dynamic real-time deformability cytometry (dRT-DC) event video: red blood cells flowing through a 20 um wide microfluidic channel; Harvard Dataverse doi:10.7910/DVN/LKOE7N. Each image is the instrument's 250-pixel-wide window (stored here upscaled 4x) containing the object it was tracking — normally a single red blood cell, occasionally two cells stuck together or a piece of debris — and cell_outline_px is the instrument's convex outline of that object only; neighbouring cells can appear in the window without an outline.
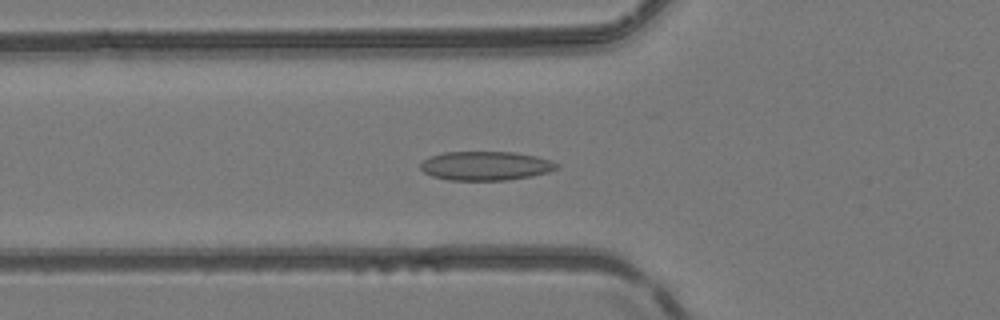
{"species": "common noctule bat (a hibernating species)", "species_latin": "Nyctalus noctula", "temperature_condition": "room temperature", "stored_images_in_passage": 50, "camera_frame_rate_fps": 3000, "um_per_image_px": 0.085, "animal": {"sex": "female", "body_mass_g": 24.6, "forearm_length_mm": 56.2}, "frame": {"image": 1, "passage_image": 18, "time_ms": 5.667, "image_size_px": [1000, 320], "cell_outline_px": [[560, 168], [548, 172], [532, 176], [508, 180], [448, 180], [432, 176], [424, 172], [420, 168], [420, 164], [424, 160], [432, 156], [444, 152], [512, 152], [536, 156], [560, 164]], "centroid_in_image_um": [41.3, 14.1], "position_along_channel_um": 84.5, "area_um2": 23.0}}
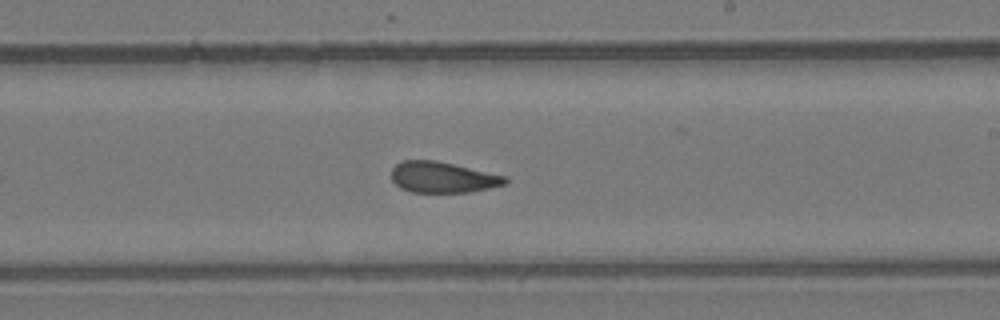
{"frame": {"image": 2, "passage_image": 30, "time_ms": 9.667, "image_size_px": [1000, 320], "cell_outline_px": [[508, 184], [472, 192], [412, 192], [400, 188], [392, 180], [392, 168], [396, 164], [404, 160], [436, 160], [508, 176]], "centroid_in_image_um": [37.67, 15.07], "position_along_channel_um": 251.3, "area_um2": 20.69}}
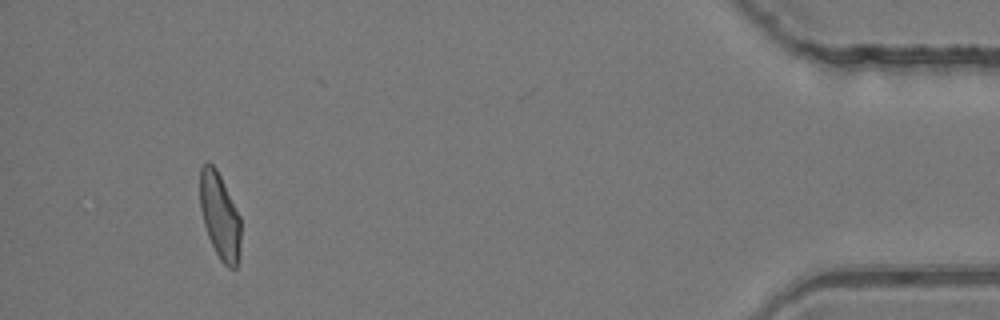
{"frame": {"image": 3, "passage_image": 47, "time_ms": 15.333, "image_size_px": [1000, 320], "cell_outline_px": [[240, 252], [236, 268], [228, 268], [220, 260], [208, 236], [204, 224], [200, 208], [200, 168], [208, 160], [216, 168], [240, 216]], "centroid_in_image_um": [18.68, 18.36], "position_along_channel_um": 416.5, "area_um2": 20.4}, "authors_computed_cell_mechanics": {"area_um2": 21.7039, "velocity_mm_per_s": 4.1545, "shape_relaxation_time_tau1_ms": null, "shape_relaxation_time_tau2_ms": 2.9829, "deformation_change_tau1": null, "deformation_change_tau2": 0.0968}}